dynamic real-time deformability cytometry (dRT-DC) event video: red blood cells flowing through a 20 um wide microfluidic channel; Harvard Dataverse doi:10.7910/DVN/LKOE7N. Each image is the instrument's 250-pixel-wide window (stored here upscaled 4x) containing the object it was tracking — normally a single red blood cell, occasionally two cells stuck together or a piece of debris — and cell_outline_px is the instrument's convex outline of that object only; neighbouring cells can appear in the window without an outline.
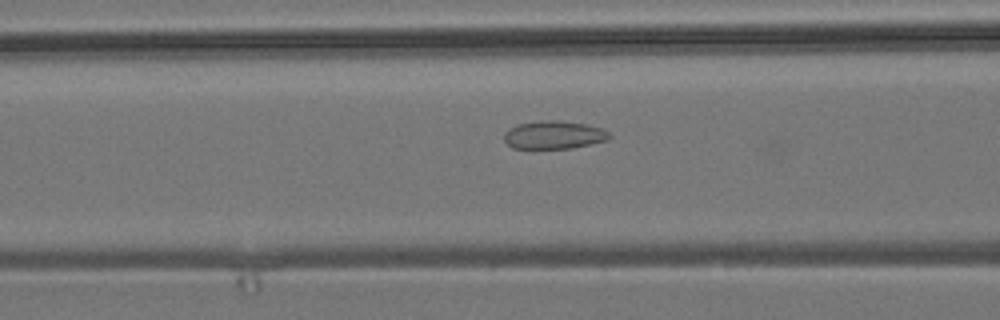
{"species": "common noctule bat (a hibernating species)", "species_latin": "Nyctalus noctula", "temperature_condition": "room temperature", "stored_images_in_passage": 37, "camera_frame_rate_fps": 3000, "um_per_image_px": 0.085, "animal": {"sex": "male", "body_mass_g": 19.2, "forearm_length_mm": 51.8}, "frame": {"image": 1, "passage_image": 5, "time_ms": 1.333, "image_size_px": [1000, 320], "cell_outline_px": [[612, 136], [608, 140], [572, 148], [512, 148], [504, 140], [504, 132], [508, 128], [520, 124], [544, 120], [560, 120], [588, 124], [604, 128]], "centroid_in_image_um": [47.11, 11.46], "position_along_channel_um": 119.5, "area_um2": 17.34}}
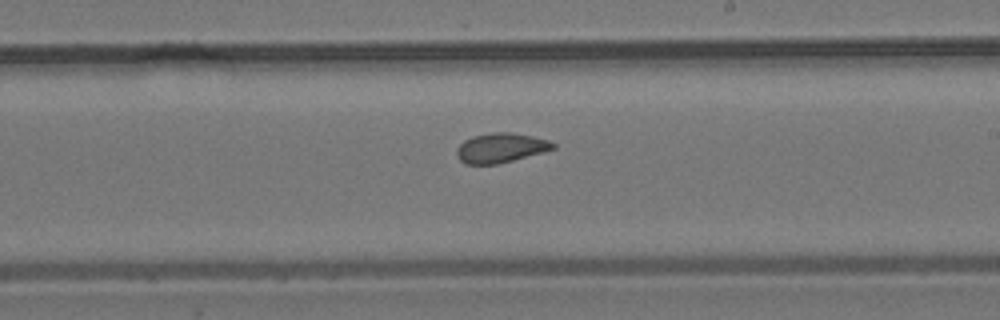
{"frame": {"image": 2, "passage_image": 15, "time_ms": 4.667, "image_size_px": [1000, 320], "cell_outline_px": [[556, 148], [544, 152], [496, 164], [464, 164], [456, 156], [456, 148], [464, 140], [472, 136], [492, 132], [512, 132], [532, 136], [548, 140], [556, 144]], "centroid_in_image_um": [42.54, 12.56], "position_along_channel_um": 246.5, "area_um2": 16.7}}
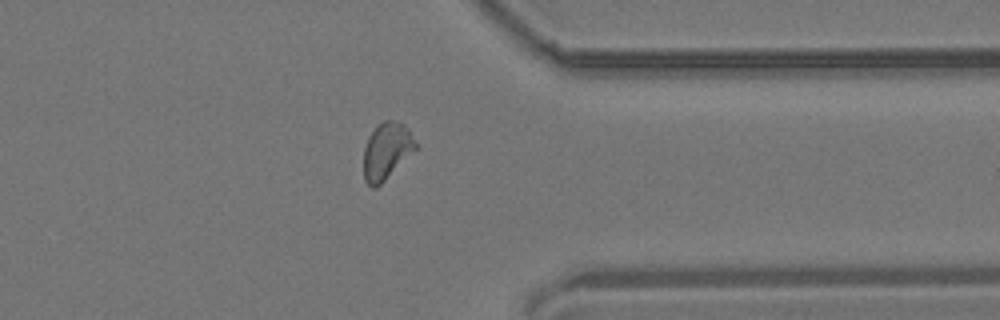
{"frame": {"image": 3, "passage_image": 26, "time_ms": 8.333, "image_size_px": [1000, 320], "cell_outline_px": [[416, 148], [376, 188], [372, 188], [364, 180], [364, 148], [368, 136], [384, 120], [396, 120], [404, 124], [408, 128], [416, 144]], "centroid_in_image_um": [32.84, 12.82], "position_along_channel_um": 378.6, "area_um2": 16.76}, "authors_computed_cell_mechanics": {"area_um2": 16.9354, "velocity_mm_per_s": 3.8119, "shape_relaxation_time_tau1_ms": null, "shape_relaxation_time_tau2_ms": 1.3268, "deformation_change_tau1": null, "deformation_change_tau2": 0.0544}}